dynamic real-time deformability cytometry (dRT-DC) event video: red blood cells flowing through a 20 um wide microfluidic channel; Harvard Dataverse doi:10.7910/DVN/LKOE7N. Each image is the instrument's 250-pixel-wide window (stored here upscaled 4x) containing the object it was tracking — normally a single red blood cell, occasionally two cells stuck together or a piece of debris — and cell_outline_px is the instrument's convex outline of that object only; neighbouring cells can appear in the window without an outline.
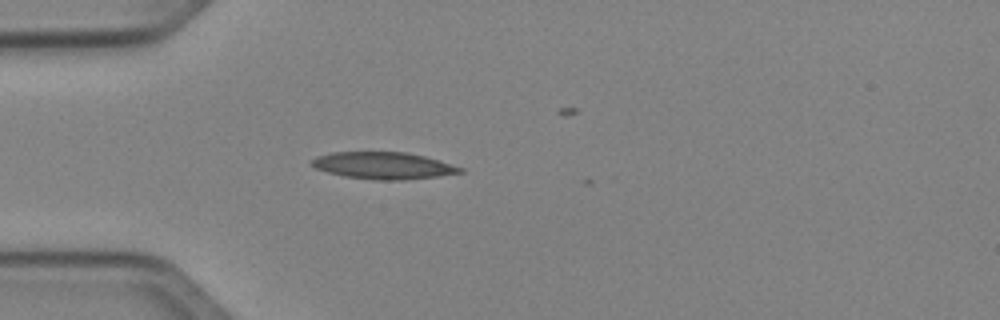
{"species": "Egyptian fruit bat (a non-hibernating species)", "species_latin": "Rousettus aegyptiacus", "temperature_condition": "cold", "stored_images_in_passage": 8, "camera_frame_rate_fps": 3000, "um_per_image_px": 0.085, "animal": {"sex": "female"}, "frame": {"image": 1, "passage_image": 1, "time_ms": 0.0, "image_size_px": [1000, 320], "cell_outline_px": [[464, 172], [440, 176], [404, 180], [376, 180], [344, 176], [328, 172], [316, 168], [312, 164], [312, 160], [316, 156], [332, 152], [408, 152], [440, 160], [464, 168]], "centroid_in_image_um": [32.63, 14.07], "position_along_channel_um": 52.4, "area_um2": 23.35}}
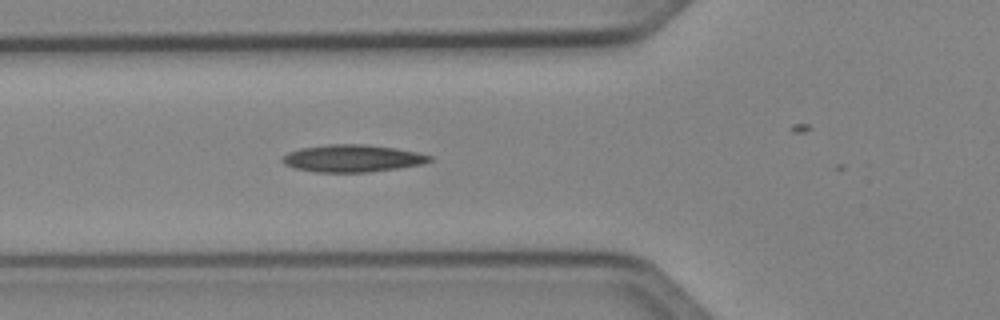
{"frame": {"image": 2, "passage_image": 5, "time_ms": 1.333, "image_size_px": [1000, 320], "cell_outline_px": [[432, 160], [424, 164], [368, 172], [316, 172], [296, 168], [284, 164], [280, 160], [288, 152], [300, 148], [328, 144], [360, 144], [396, 148], [416, 152], [432, 156]], "centroid_in_image_um": [29.94, 13.46], "position_along_channel_um": 95.9, "area_um2": 23.29}}